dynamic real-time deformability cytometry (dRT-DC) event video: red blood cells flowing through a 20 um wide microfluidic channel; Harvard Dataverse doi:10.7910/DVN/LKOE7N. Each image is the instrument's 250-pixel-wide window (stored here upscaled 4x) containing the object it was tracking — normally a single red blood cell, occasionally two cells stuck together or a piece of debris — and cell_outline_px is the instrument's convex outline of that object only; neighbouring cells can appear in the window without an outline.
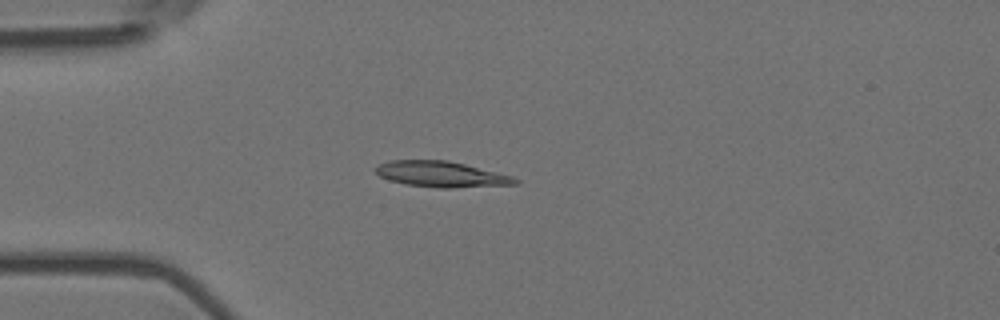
{"species": "Egyptian fruit bat (a non-hibernating species)", "species_latin": "Rousettus aegyptiacus", "temperature_condition": "room temperature", "stored_images_in_passage": 5, "camera_frame_rate_fps": 3000, "um_per_image_px": 0.085, "animal": {"sex": "female"}, "frame": {"image": 1, "passage_image": 4, "time_ms": 1.0, "image_size_px": [1000, 320], "cell_outline_px": [[520, 180], [516, 184], [452, 188], [436, 188], [404, 184], [388, 180], [380, 176], [372, 168], [388, 160], [448, 160], [512, 176]], "centroid_in_image_um": [37.45, 14.81], "position_along_channel_um": 47.5, "area_um2": 20.98}}